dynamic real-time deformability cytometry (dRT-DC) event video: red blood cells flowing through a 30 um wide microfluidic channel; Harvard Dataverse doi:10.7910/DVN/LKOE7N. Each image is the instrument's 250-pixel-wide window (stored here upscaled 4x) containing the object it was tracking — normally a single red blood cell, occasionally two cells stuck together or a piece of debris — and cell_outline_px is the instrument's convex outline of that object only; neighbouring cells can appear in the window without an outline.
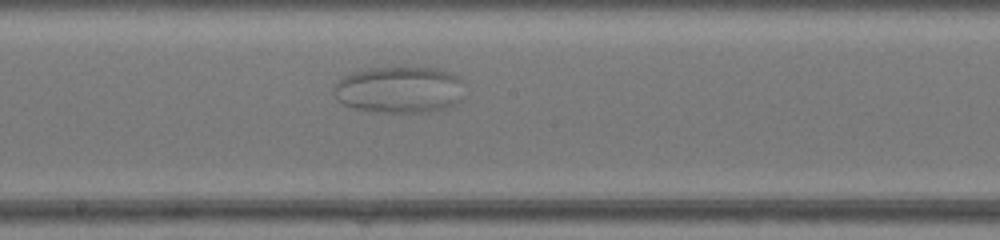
{"species": "common noctule bat (a hibernating species)", "species_latin": "Nyctalus noctula", "temperature_condition": "warm", "stored_images_in_passage": 41, "camera_frame_rate_fps": 3000, "um_per_image_px": 0.085, "animal": {"sex": "female", "body_mass_g": 17.0, "forearm_length_mm": 48.0}, "frame": {"image": 1, "passage_image": 19, "time_ms": 6.0, "image_size_px": [1000, 240], "cell_outline_px": [[464, 80], [460, 100], [456, 104], [448, 108], [432, 112], [376, 112], [356, 108], [344, 104], [332, 92], [332, 88], [344, 76], [352, 72], [368, 68], [436, 68], [460, 76]], "centroid_in_image_um": [33.99, 7.63], "position_along_channel_um": 214.2, "area_um2": 35.66}}
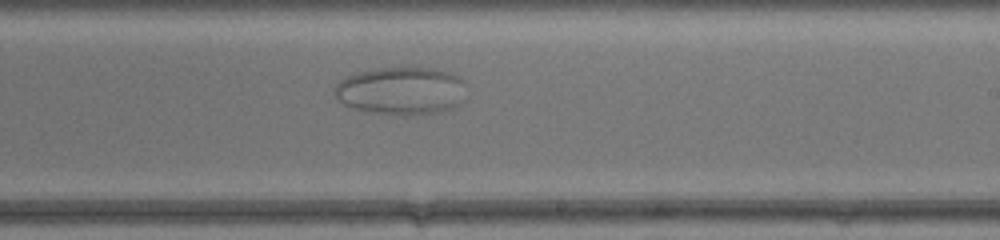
{"frame": {"image": 2, "passage_image": 22, "time_ms": 7.0, "image_size_px": [1000, 240], "cell_outline_px": [[464, 80], [460, 100], [452, 108], [440, 112], [408, 116], [368, 112], [352, 108], [344, 104], [336, 96], [332, 88], [340, 80], [356, 72], [376, 68], [436, 68], [460, 76]], "centroid_in_image_um": [34.05, 7.72], "position_along_channel_um": 255.0, "area_um2": 36.76}}